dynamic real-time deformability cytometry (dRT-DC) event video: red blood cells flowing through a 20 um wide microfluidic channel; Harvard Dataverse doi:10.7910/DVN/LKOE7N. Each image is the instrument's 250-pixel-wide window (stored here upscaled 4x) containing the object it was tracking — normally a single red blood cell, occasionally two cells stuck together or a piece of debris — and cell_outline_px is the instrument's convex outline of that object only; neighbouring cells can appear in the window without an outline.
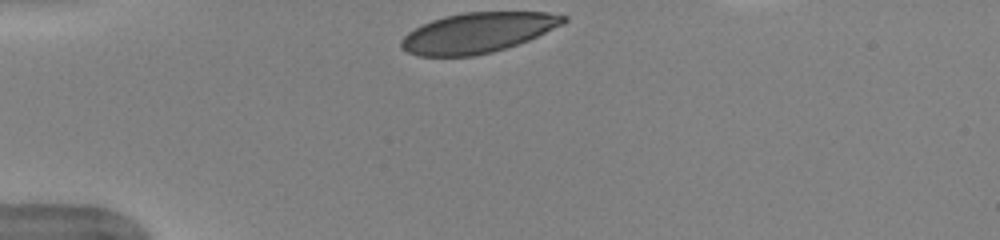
{"species": "human", "species_latin": "Homo sapiens", "temperature_condition": "warm", "stored_images_in_passage": 32, "camera_frame_rate_fps": 3000, "um_per_image_px": 0.085, "donor": {"sex": "female"}, "frame": {"image": 1, "passage_image": 1, "time_ms": 0.0, "image_size_px": [1000, 240], "cell_outline_px": [[568, 20], [564, 24], [528, 40], [492, 52], [476, 56], [420, 56], [408, 52], [400, 48], [400, 40], [408, 32], [432, 20], [444, 16], [464, 12], [548, 12], [568, 16]], "centroid_in_image_um": [40.61, 2.78], "position_along_channel_um": 44.4, "area_um2": 37.92}}
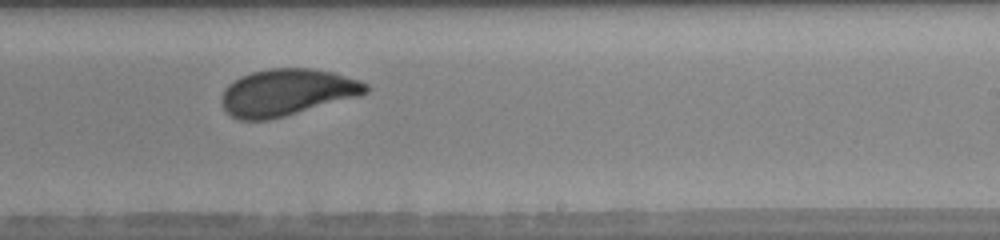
{"frame": {"image": 2, "passage_image": 20, "time_ms": 6.333, "image_size_px": [1000, 240], "cell_outline_px": [[368, 92], [360, 96], [284, 116], [268, 120], [240, 120], [232, 116], [224, 108], [220, 100], [224, 88], [228, 84], [240, 76], [252, 72], [272, 68], [312, 68], [332, 72], [360, 80], [368, 84]], "centroid_in_image_um": [24.38, 7.84], "position_along_channel_um": 264.6, "area_um2": 39.3}}
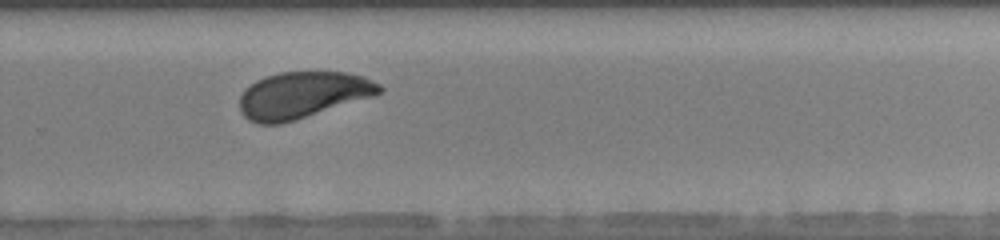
{"frame": {"image": 3, "passage_image": 23, "time_ms": 7.333, "image_size_px": [1000, 240], "cell_outline_px": [[384, 88], [376, 96], [280, 124], [260, 124], [248, 120], [240, 112], [240, 96], [256, 80], [264, 76], [280, 72], [348, 72], [364, 76], [380, 84]], "centroid_in_image_um": [25.75, 8.07], "position_along_channel_um": 304.0, "area_um2": 37.92}, "authors_computed_cell_mechanics": {"area_um2": 39.3329, "velocity_mm_per_s": 3.9639, "shape_relaxation_time_tau1_ms": 3.4278, "shape_relaxation_time_tau2_ms": null, "deformation_change_tau1": 0.1279, "deformation_change_tau2": null}}